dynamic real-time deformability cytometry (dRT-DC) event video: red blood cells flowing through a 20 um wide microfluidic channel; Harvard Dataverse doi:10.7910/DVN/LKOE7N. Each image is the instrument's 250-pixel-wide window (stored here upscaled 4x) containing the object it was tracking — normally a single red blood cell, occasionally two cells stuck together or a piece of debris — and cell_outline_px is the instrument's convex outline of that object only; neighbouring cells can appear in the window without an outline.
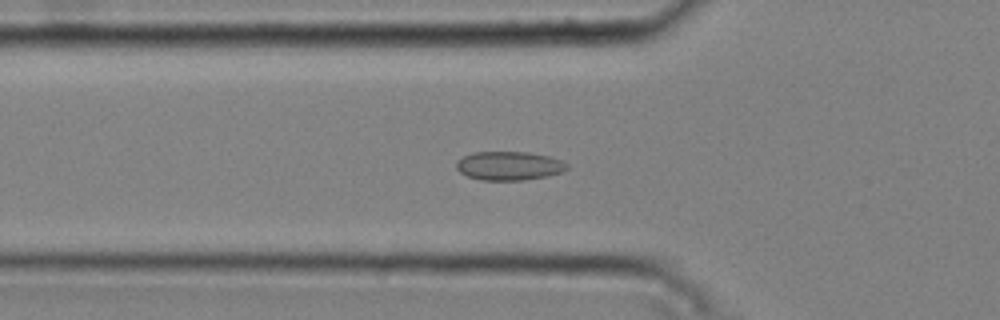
{"species": "common noctule bat (a hibernating species)", "species_latin": "Nyctalus noctula", "temperature_condition": "cold", "stored_images_in_passage": 51, "camera_frame_rate_fps": 3000, "um_per_image_px": 0.085, "animal": {"sex": "male", "body_mass_g": 20.4}, "frame": {"image": 1, "passage_image": 18, "time_ms": 5.667, "image_size_px": [1000, 320], "cell_outline_px": [[568, 168], [564, 172], [524, 180], [480, 180], [468, 176], [460, 172], [456, 168], [456, 164], [464, 156], [472, 152], [528, 152], [548, 156], [560, 160], [568, 164]], "centroid_in_image_um": [43.28, 14.09], "position_along_channel_um": 82.5, "area_um2": 18.44}}
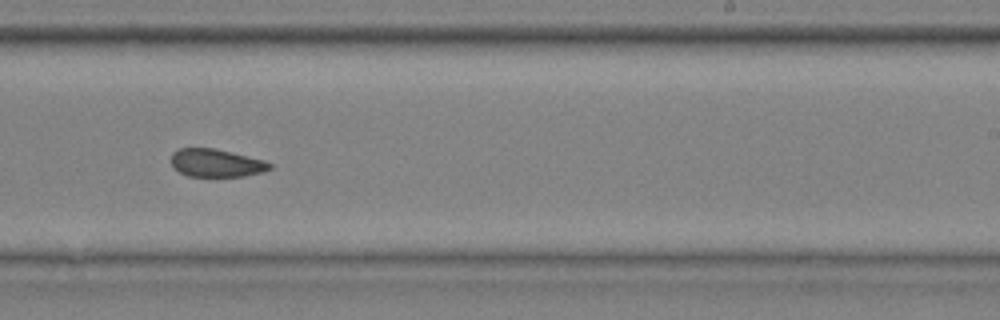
{"frame": {"image": 2, "passage_image": 33, "time_ms": 10.667, "image_size_px": [1000, 320], "cell_outline_px": [[272, 168], [264, 172], [244, 176], [188, 176], [180, 172], [172, 164], [172, 152], [180, 148], [216, 148], [264, 160], [272, 164]], "centroid_in_image_um": [18.41, 13.85], "position_along_channel_um": 270.6, "area_um2": 16.01}}
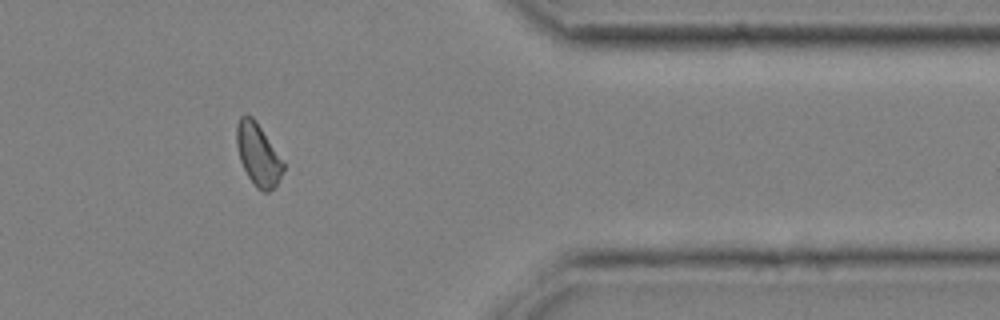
{"frame": {"image": 3, "passage_image": 44, "time_ms": 14.333, "image_size_px": [1000, 320], "cell_outline_px": [[284, 168], [276, 184], [268, 192], [264, 192], [256, 188], [248, 176], [240, 160], [236, 144], [236, 124], [240, 116], [244, 112], [252, 116], [256, 120], [284, 164]], "centroid_in_image_um": [21.89, 13.09], "position_along_channel_um": 389.5, "area_um2": 16.7}, "authors_computed_cell_mechanics": {"area_um2": 17.2822, "velocity_mm_per_s": 3.7656, "shape_relaxation_time_tau1_ms": null, "shape_relaxation_time_tau2_ms": 1.9435, "deformation_change_tau1": null, "deformation_change_tau2": 0.0494}}